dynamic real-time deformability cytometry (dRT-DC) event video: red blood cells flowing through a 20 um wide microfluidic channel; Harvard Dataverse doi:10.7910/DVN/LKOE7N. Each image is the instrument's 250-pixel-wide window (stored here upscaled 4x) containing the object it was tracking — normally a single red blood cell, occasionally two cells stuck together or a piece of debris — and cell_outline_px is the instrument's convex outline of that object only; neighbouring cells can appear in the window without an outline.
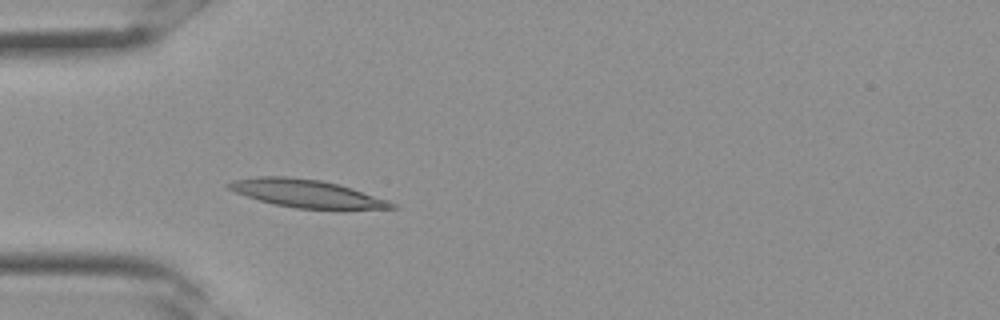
{"species": "Egyptian fruit bat (a non-hibernating species)", "species_latin": "Rousettus aegyptiacus", "temperature_condition": "room temperature", "stored_images_in_passage": 30, "camera_frame_rate_fps": 3000, "um_per_image_px": 0.085, "frame": {"image": 1, "passage_image": 7, "time_ms": 2.0, "image_size_px": [1000, 320], "cell_outline_px": [[400, 208], [296, 208], [272, 204], [236, 192], [228, 188], [224, 184], [232, 180], [256, 176], [288, 176], [320, 180], [340, 184], [388, 200], [396, 204]], "centroid_in_image_um": [26.01, 16.42], "position_along_channel_um": 59.0, "area_um2": 26.13}}
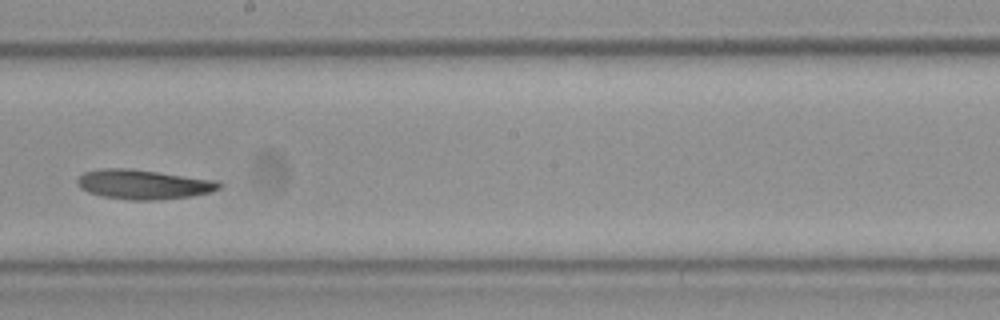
{"frame": {"image": 2, "passage_image": 16, "time_ms": 5.0, "image_size_px": [1000, 320], "cell_outline_px": [[224, 184], [220, 188], [208, 192], [192, 196], [152, 200], [132, 200], [100, 196], [88, 192], [80, 188], [76, 184], [76, 180], [84, 172], [100, 168], [128, 168], [216, 180]], "centroid_in_image_um": [12.15, 15.67], "position_along_channel_um": 236.0, "area_um2": 24.39}}
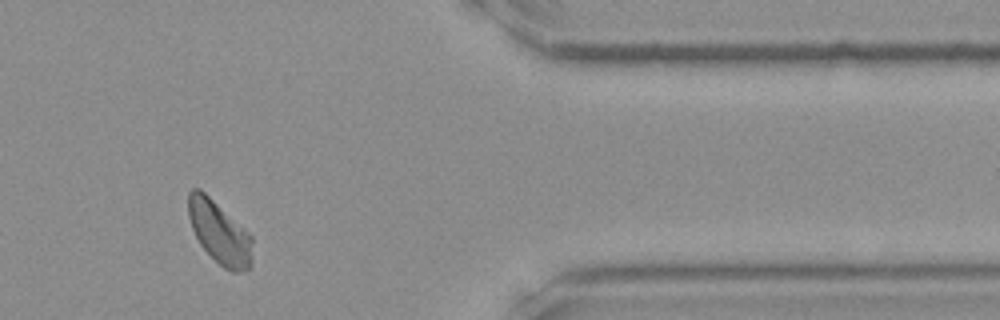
{"frame": {"image": 3, "passage_image": 25, "time_ms": 8.0, "image_size_px": [1000, 320], "cell_outline_px": [[252, 260], [248, 268], [236, 272], [232, 272], [224, 268], [200, 244], [192, 228], [188, 216], [188, 192], [192, 188], [200, 188], [244, 228], [252, 236]], "centroid_in_image_um": [18.64, 19.74], "position_along_channel_um": 392.8, "area_um2": 23.06}}